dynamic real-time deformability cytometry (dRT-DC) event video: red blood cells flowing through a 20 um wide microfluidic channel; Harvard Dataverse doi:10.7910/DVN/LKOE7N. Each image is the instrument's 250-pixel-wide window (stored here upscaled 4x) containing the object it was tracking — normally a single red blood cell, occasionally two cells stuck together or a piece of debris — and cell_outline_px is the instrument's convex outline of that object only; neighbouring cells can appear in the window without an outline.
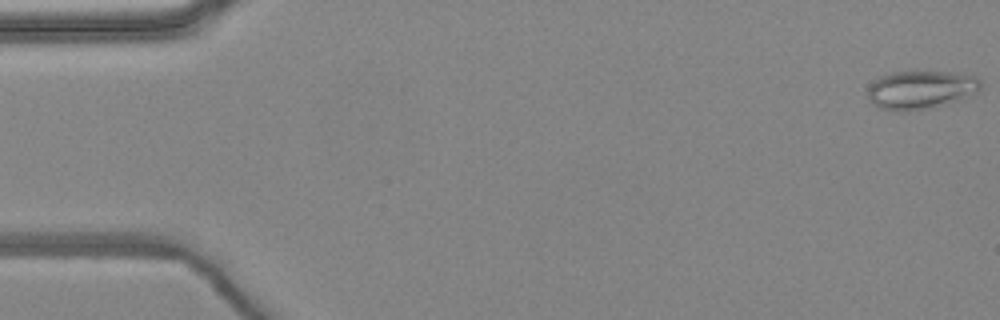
{"species": "common noctule bat (a hibernating species)", "species_latin": "Nyctalus noctula", "temperature_condition": "warm", "stored_images_in_passage": 5, "camera_frame_rate_fps": 3000, "um_per_image_px": 0.085, "animal": {"sex": "female", "body_mass_g": 24.6, "forearm_length_mm": 56.2}, "frame": {"image": 1, "passage_image": 1, "time_ms": 0.0, "image_size_px": [1000, 320], "cell_outline_px": [[980, 88], [976, 92], [960, 100], [928, 108], [880, 108], [872, 104], [868, 96], [868, 88], [880, 76], [892, 72], [916, 68], [948, 72], [976, 76], [980, 80]], "centroid_in_image_um": [78.29, 7.54], "position_along_channel_um": 6.7, "area_um2": 25.14}}